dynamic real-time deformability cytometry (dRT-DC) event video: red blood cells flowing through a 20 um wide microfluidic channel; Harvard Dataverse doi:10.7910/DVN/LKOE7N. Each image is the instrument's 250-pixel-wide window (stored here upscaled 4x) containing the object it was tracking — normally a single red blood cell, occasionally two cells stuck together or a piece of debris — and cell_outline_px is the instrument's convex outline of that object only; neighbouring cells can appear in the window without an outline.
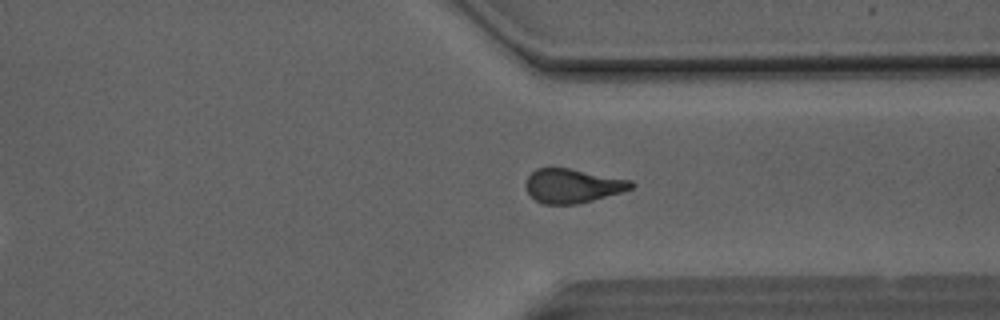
{"species": "Egyptian fruit bat (a non-hibernating species)", "species_latin": "Rousettus aegyptiacus", "temperature_condition": "room temperature", "stored_images_in_passage": 38, "camera_frame_rate_fps": 3000, "um_per_image_px": 0.085, "animal": {"sex": "male"}, "frame": {"image": 1, "passage_image": 33, "time_ms": 10.667, "image_size_px": [1000, 320], "cell_outline_px": [[636, 184], [632, 188], [620, 192], [592, 200], [576, 204], [544, 204], [536, 200], [528, 192], [524, 184], [528, 176], [536, 168], [568, 168], [632, 180]], "centroid_in_image_um": [48.66, 15.79], "position_along_channel_um": 362.7, "area_um2": 20.75}}
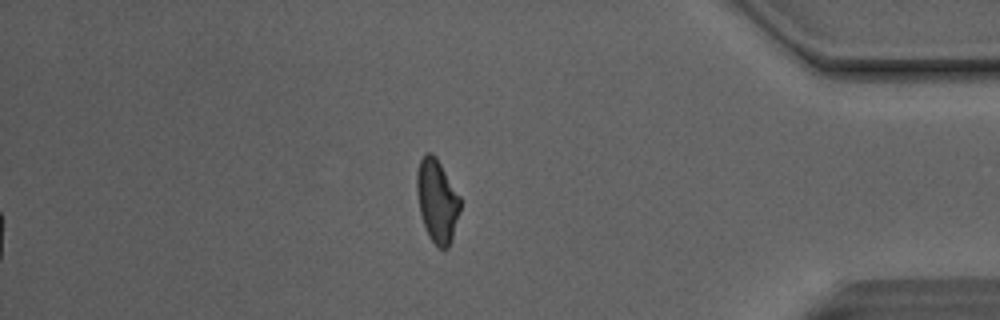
{"frame": {"image": 2, "passage_image": 38, "time_ms": 12.333, "image_size_px": [1000, 320], "cell_outline_px": [[460, 212], [452, 240], [448, 248], [440, 248], [428, 236], [420, 212], [416, 192], [416, 172], [420, 160], [424, 152], [432, 152], [436, 156], [460, 196]], "centroid_in_image_um": [37.15, 17.03], "position_along_channel_um": 398.1, "area_um2": 21.15}, "authors_computed_cell_mechanics": {"area_um2": 21.7906, "velocity_mm_per_s": 4.1405, "shape_relaxation_time_tau1_ms": 8.5182, "shape_relaxation_time_tau2_ms": 2.7227, "deformation_change_tau1": 0.2285, "deformation_change_tau2": 0.104}}